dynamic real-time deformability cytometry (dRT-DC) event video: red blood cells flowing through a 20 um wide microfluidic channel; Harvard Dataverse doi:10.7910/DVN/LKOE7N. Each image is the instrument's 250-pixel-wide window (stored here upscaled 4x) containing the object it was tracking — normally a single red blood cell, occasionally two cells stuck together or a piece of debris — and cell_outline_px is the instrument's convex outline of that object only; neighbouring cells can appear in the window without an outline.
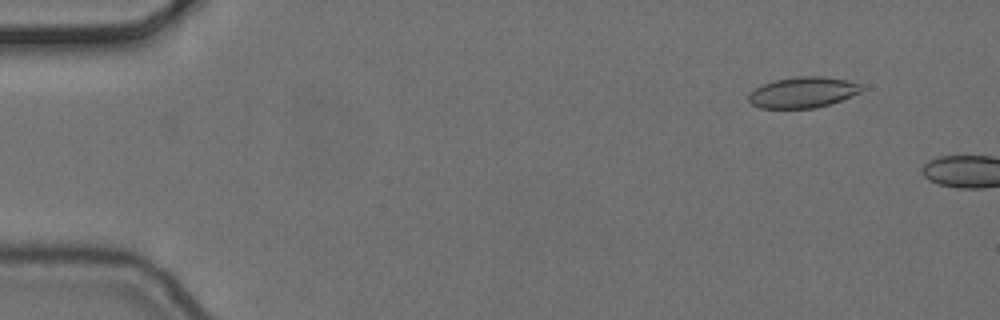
{"species": "common noctule bat (a hibernating species)", "species_latin": "Nyctalus noctula", "temperature_condition": "cold", "stored_images_in_passage": 3, "camera_frame_rate_fps": 3000, "um_per_image_px": 0.085, "animal": {"sex": "female", "body_mass_g": 24.6, "forearm_length_mm": 56.2}, "frame": {"image": 1, "passage_image": 2, "time_ms": 0.333, "image_size_px": [1000, 320], "cell_outline_px": [[860, 92], [852, 96], [816, 108], [760, 108], [752, 104], [748, 100], [748, 96], [756, 88], [764, 84], [776, 80], [796, 76], [824, 76], [848, 80], [860, 84]], "centroid_in_image_um": [68.24, 7.85], "position_along_channel_um": 16.8, "area_um2": 20.06}}